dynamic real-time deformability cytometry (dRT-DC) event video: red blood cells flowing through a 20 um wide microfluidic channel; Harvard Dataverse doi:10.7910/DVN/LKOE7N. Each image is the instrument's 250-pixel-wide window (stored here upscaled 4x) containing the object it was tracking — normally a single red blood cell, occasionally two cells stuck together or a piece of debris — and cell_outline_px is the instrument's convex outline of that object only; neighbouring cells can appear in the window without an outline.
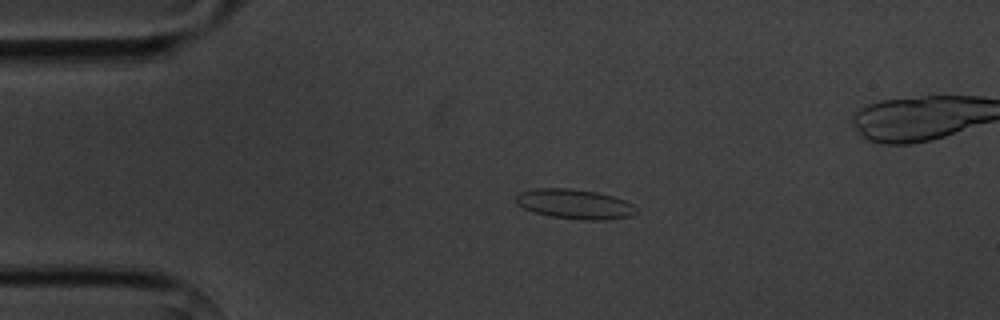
{"species": "common noctule bat (a hibernating species)", "species_latin": "Nyctalus noctula", "temperature_condition": "cold", "stored_images_in_passage": 4, "camera_frame_rate_fps": 3000, "um_per_image_px": 0.085, "animal": {"sex": "male", "body_mass_g": 20.1, "forearm_length_mm": 53.5}, "frame": {"image": 1, "passage_image": 3, "time_ms": 2.333, "image_size_px": [1000, 320], "cell_outline_px": [[640, 212], [632, 216], [604, 220], [584, 220], [552, 216], [532, 212], [516, 204], [516, 196], [520, 192], [536, 188], [572, 188], [596, 192], [612, 196], [624, 200], [632, 204]], "centroid_in_image_um": [48.86, 17.35], "position_along_channel_um": 36.1, "area_um2": 20.92}}